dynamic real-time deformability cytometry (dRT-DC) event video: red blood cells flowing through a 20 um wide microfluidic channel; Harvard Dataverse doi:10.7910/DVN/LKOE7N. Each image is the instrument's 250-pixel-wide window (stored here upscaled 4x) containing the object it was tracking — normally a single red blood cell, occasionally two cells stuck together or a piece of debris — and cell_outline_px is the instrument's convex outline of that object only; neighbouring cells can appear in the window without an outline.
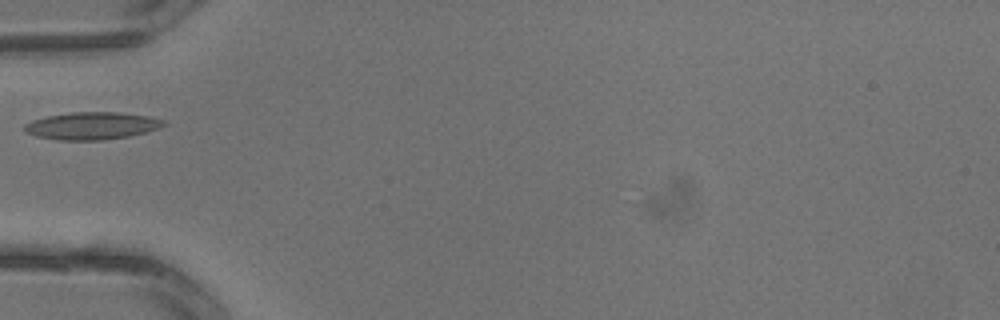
{"species": "common noctule bat (a hibernating species)", "species_latin": "Nyctalus noctula", "temperature_condition": "warm", "stored_images_in_passage": 2, "camera_frame_rate_fps": 3000, "um_per_image_px": 0.085, "animal": {"sex": "male", "body_mass_g": 13.3}, "frame": {"image": 1, "passage_image": 2, "time_ms": 0.333, "image_size_px": [1000, 320], "cell_outline_px": [[168, 124], [160, 128], [128, 136], [100, 140], [56, 140], [36, 136], [24, 132], [24, 124], [32, 120], [48, 116], [72, 112], [116, 112], [148, 116], [164, 120]], "centroid_in_image_um": [7.79, 10.69], "position_along_channel_um": 77.2, "area_um2": 22.2}}